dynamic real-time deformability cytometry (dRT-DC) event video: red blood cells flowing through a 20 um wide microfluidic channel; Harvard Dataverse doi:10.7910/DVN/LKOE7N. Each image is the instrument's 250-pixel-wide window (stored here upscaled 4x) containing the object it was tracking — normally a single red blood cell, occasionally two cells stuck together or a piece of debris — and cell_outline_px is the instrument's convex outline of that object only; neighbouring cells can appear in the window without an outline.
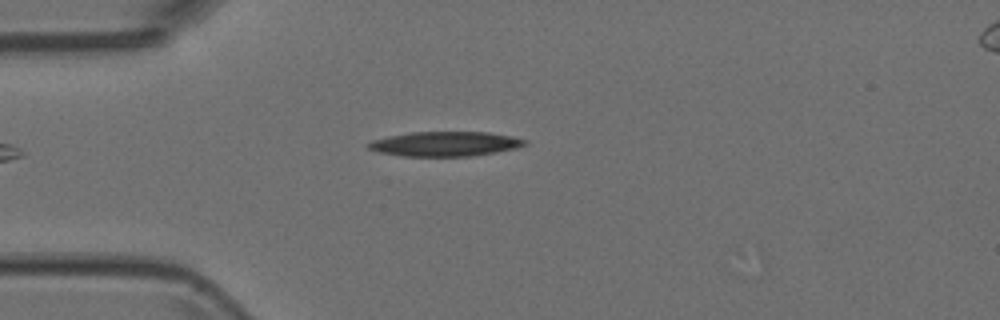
{"species": "Egyptian fruit bat (a non-hibernating species)", "species_latin": "Rousettus aegyptiacus", "temperature_condition": "room temperature", "stored_images_in_passage": 4, "camera_frame_rate_fps": 3000, "um_per_image_px": 0.085, "animal": {"sex": "female"}, "frame": {"image": 1, "passage_image": 3, "time_ms": 0.667, "image_size_px": [1000, 320], "cell_outline_px": [[528, 144], [516, 148], [496, 152], [472, 156], [404, 156], [380, 152], [368, 148], [364, 144], [372, 140], [388, 136], [412, 132], [488, 132], [512, 136], [528, 140]], "centroid_in_image_um": [37.85, 12.22], "position_along_channel_um": 47.1, "area_um2": 22.54}}